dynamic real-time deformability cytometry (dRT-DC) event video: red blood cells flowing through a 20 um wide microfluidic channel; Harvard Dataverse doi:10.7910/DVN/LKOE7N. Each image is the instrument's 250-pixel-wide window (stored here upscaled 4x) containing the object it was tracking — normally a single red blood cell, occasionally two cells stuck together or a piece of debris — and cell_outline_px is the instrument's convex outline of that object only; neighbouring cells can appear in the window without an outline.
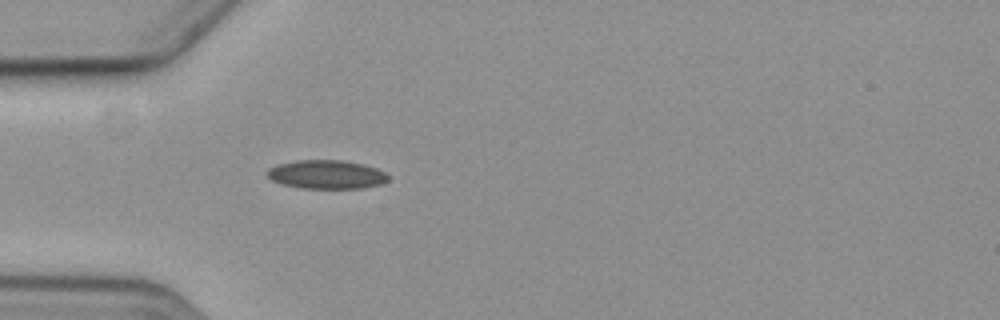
{"species": "common noctule bat (a hibernating species)", "species_latin": "Nyctalus noctula", "temperature_condition": "cold", "stored_images_in_passage": 1, "camera_frame_rate_fps": 3000, "um_per_image_px": 0.085, "animal": {"sex": "female", "body_mass_g": 19.3, "forearm_length_mm": 54.1}, "frame": {"image": 1, "passage_image": 1, "time_ms": 0.0, "image_size_px": [1000, 320], "cell_outline_px": [[388, 180], [380, 184], [360, 188], [300, 188], [280, 184], [272, 180], [264, 172], [268, 168], [280, 164], [296, 160], [340, 160], [364, 164], [376, 168], [384, 172], [388, 176]], "centroid_in_image_um": [27.71, 14.83], "position_along_channel_um": 57.3, "area_um2": 20.23}}